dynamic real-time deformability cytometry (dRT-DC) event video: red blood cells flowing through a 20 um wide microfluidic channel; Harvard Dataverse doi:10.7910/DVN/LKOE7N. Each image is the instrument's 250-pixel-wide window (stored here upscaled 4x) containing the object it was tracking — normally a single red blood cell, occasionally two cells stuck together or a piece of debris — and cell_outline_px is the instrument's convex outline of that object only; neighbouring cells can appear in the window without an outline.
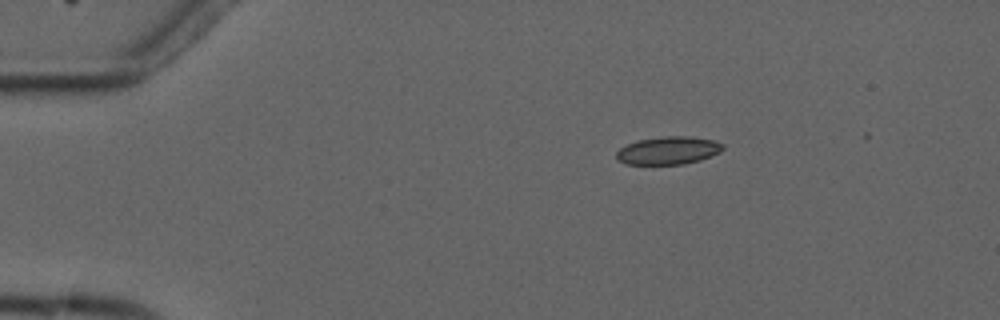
{"species": "common noctule bat (a hibernating species)", "species_latin": "Nyctalus noctula", "temperature_condition": "cold", "stored_images_in_passage": 4, "camera_frame_rate_fps": 3000, "um_per_image_px": 0.085, "animal": {"sex": "male", "forearm_length_mm": 52.5}, "frame": {"image": 1, "passage_image": 2, "time_ms": 1.0, "image_size_px": [1000, 320], "cell_outline_px": [[724, 148], [720, 152], [700, 160], [684, 164], [624, 164], [616, 160], [616, 152], [620, 148], [636, 140], [664, 136], [688, 136], [712, 140], [724, 144]], "centroid_in_image_um": [56.78, 12.79], "position_along_channel_um": 28.2, "area_um2": 17.34}}